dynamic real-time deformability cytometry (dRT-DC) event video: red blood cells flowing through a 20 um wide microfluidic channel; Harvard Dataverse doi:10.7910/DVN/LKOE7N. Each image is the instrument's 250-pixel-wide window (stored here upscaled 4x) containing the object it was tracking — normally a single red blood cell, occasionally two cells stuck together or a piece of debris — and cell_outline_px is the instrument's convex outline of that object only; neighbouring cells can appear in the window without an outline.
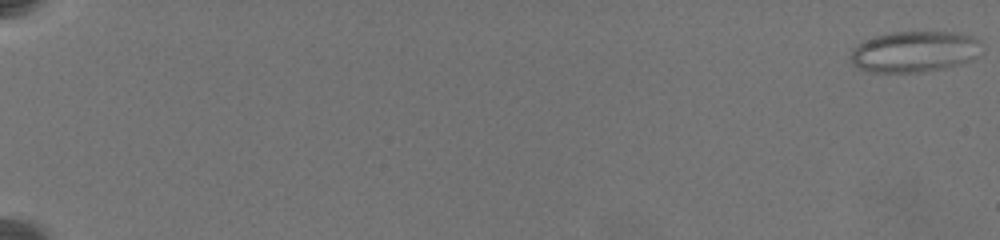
{"species": "common noctule bat (a hibernating species)", "species_latin": "Nyctalus noctula", "temperature_condition": "warm", "stored_images_in_passage": 82, "camera_frame_rate_fps": 3000, "um_per_image_px": 0.085, "animal": {"sex": "female", "body_mass_g": 19.5, "forearm_length_mm": 54.1}, "frame": {"image": 1, "passage_image": 1, "time_ms": 0.0, "image_size_px": [1000, 240], "cell_outline_px": [[984, 52], [972, 60], [960, 64], [944, 68], [924, 72], [868, 72], [852, 64], [848, 56], [852, 48], [876, 36], [892, 32], [952, 32], [972, 36], [980, 40], [984, 44]], "centroid_in_image_um": [77.79, 4.4], "position_along_channel_um": 7.2, "area_um2": 31.79}}
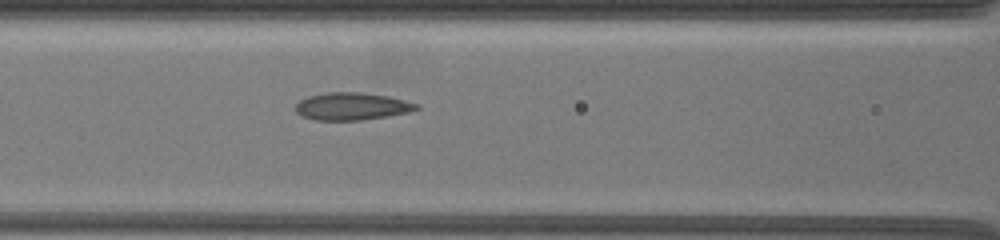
{"frame": {"image": 2, "passage_image": 43, "time_ms": 10.333, "image_size_px": [1000, 240], "cell_outline_px": [[420, 108], [408, 112], [364, 120], [316, 120], [300, 116], [296, 112], [296, 104], [300, 100], [308, 96], [328, 92], [360, 92], [388, 96], [420, 104]], "centroid_in_image_um": [29.9, 9.04], "position_along_channel_um": 136.7, "area_um2": 19.36}}
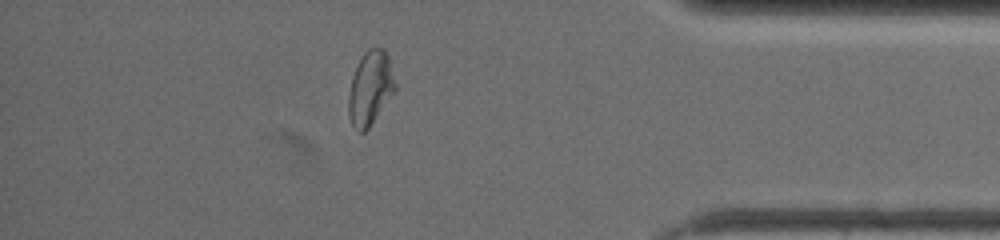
{"frame": {"image": 3, "passage_image": 72, "time_ms": 18.667, "image_size_px": [1000, 240], "cell_outline_px": [[396, 88], [368, 128], [364, 132], [356, 132], [348, 116], [348, 96], [352, 76], [364, 52], [368, 48], [384, 48], [388, 56], [396, 84]], "centroid_in_image_um": [31.45, 7.49], "position_along_channel_um": 403.7, "area_um2": 19.83}, "authors_computed_cell_mechanics": {"area_um2": 21.2126, "velocity_mm_per_s": 3.4965, "shape_relaxation_time_tau1_ms": null, "shape_relaxation_time_tau2_ms": 1.7296, "deformation_change_tau1": null, "deformation_change_tau2": 0.0927}}